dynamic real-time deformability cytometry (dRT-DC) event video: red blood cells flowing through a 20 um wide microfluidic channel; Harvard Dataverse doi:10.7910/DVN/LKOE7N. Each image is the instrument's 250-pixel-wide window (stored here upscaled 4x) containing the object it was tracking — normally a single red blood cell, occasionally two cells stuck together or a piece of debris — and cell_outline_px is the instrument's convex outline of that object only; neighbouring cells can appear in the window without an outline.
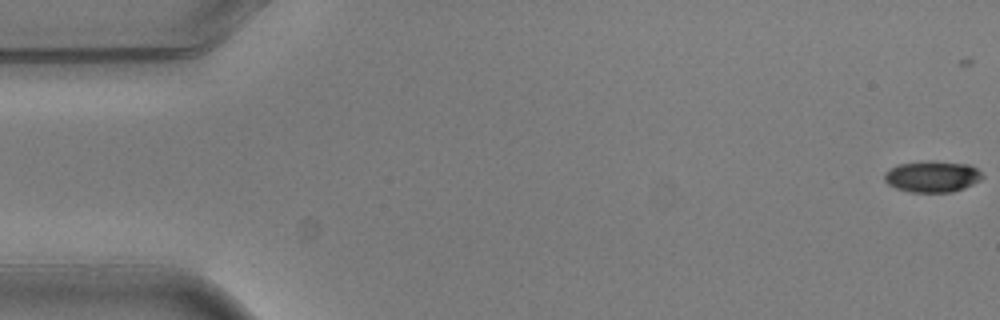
{"species": "common noctule bat (a hibernating species)", "species_latin": "Nyctalus noctula", "temperature_condition": "warm", "stored_images_in_passage": 7, "camera_frame_rate_fps": 3000, "um_per_image_px": 0.085, "animal": {"sex": "male", "body_mass_g": 20.5, "forearm_length_mm": 52.5}, "frame": {"image": 1, "passage_image": 1, "time_ms": 0.0, "image_size_px": [1000, 320], "cell_outline_px": [[984, 176], [980, 180], [964, 188], [952, 192], [912, 192], [896, 188], [888, 184], [884, 180], [884, 172], [896, 164], [928, 160], [932, 160], [968, 164], [976, 168]], "centroid_in_image_um": [79.21, 14.99], "position_along_channel_um": 5.8, "area_um2": 18.03}}
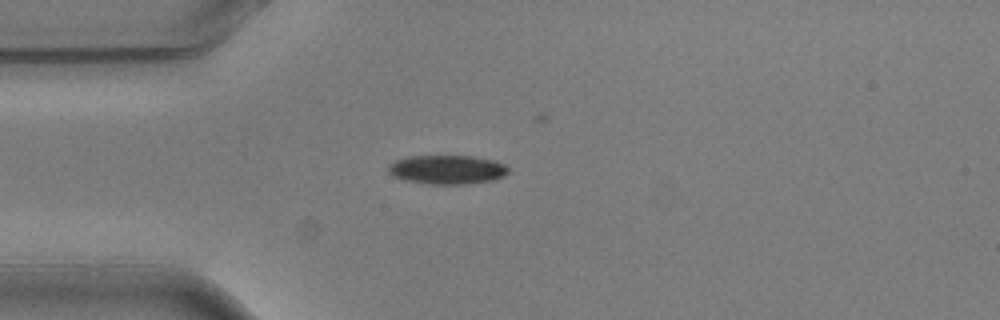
{"frame": {"image": 2, "passage_image": 5, "time_ms": 1.333, "image_size_px": [1000, 320], "cell_outline_px": [[508, 172], [504, 176], [492, 180], [468, 184], [432, 184], [404, 180], [392, 176], [388, 172], [388, 164], [396, 160], [408, 156], [472, 156], [492, 160], [504, 164], [508, 168]], "centroid_in_image_um": [37.98, 14.42], "position_along_channel_um": 47.0, "area_um2": 20.29}}